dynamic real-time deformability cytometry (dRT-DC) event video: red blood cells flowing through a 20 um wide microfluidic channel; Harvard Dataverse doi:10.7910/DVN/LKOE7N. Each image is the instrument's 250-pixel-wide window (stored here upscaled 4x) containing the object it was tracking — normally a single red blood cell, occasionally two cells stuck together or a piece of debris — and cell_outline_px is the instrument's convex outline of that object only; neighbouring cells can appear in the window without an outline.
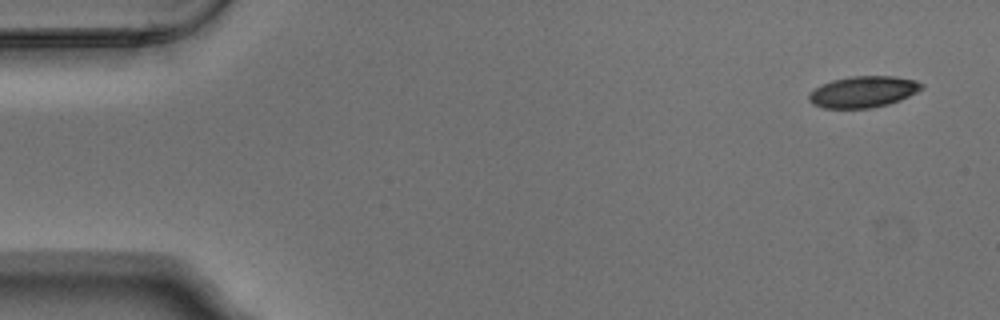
{"species": "Egyptian fruit bat (a non-hibernating species)", "species_latin": "Rousettus aegyptiacus", "temperature_condition": "warm", "stored_images_in_passage": 5, "segment_of_instrument_passage": [1, 2], "camera_frame_rate_fps": 3000, "um_per_image_px": 0.085, "animal": {"sex": "male"}, "frame": {"image": 1, "passage_image": 1, "time_ms": 0.0, "image_size_px": [1000, 320], "cell_outline_px": [[924, 88], [900, 100], [888, 104], [872, 108], [824, 108], [812, 104], [808, 100], [808, 92], [820, 84], [832, 80], [848, 76], [896, 76], [916, 80], [924, 84]], "centroid_in_image_um": [73.35, 7.79], "position_along_channel_um": 11.7, "area_um2": 20.87}}